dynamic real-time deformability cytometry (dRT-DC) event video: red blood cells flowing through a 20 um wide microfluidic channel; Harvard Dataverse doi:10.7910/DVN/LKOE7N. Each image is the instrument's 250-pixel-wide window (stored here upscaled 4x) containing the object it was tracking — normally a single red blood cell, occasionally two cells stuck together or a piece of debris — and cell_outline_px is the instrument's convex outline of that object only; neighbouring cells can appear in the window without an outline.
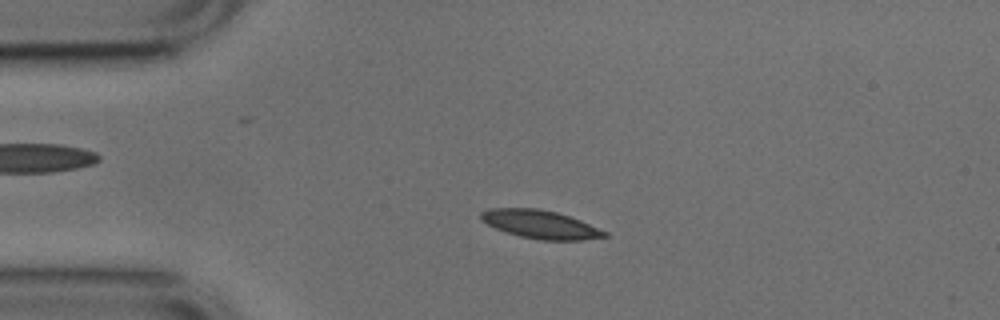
{"species": "common noctule bat (a hibernating species)", "species_latin": "Nyctalus noctula", "temperature_condition": "cold", "stored_images_in_passage": 52, "camera_frame_rate_fps": 3000, "um_per_image_px": 0.085, "animal": {"sex": "male", "body_mass_g": 17.9, "forearm_length_mm": 54.2}, "frame": {"image": 1, "passage_image": 11, "time_ms": 3.333, "image_size_px": [1000, 320], "cell_outline_px": [[608, 236], [580, 240], [540, 240], [520, 236], [496, 228], [480, 220], [480, 212], [488, 208], [540, 208], [556, 212], [580, 220], [608, 232]], "centroid_in_image_um": [45.91, 19.06], "position_along_channel_um": 39.1, "area_um2": 20.29}}
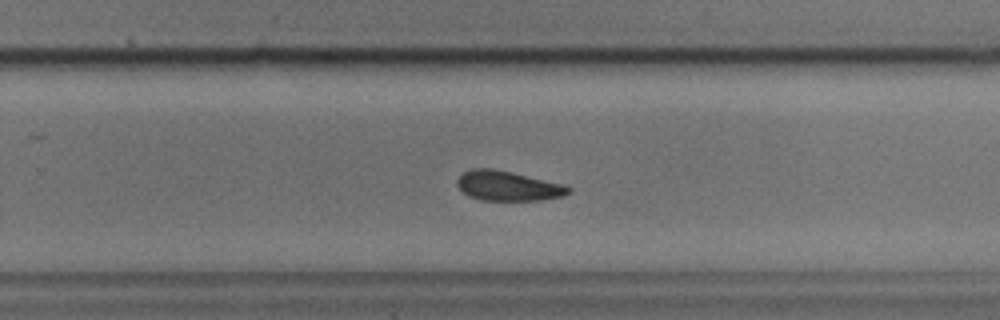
{"frame": {"image": 2, "passage_image": 33, "time_ms": 10.667, "image_size_px": [1000, 320], "cell_outline_px": [[572, 192], [564, 196], [540, 200], [480, 200], [468, 196], [456, 184], [456, 180], [464, 172], [472, 168], [492, 168], [512, 172], [568, 184], [572, 188]], "centroid_in_image_um": [43.24, 15.8], "position_along_channel_um": 286.6, "area_um2": 19.65}}
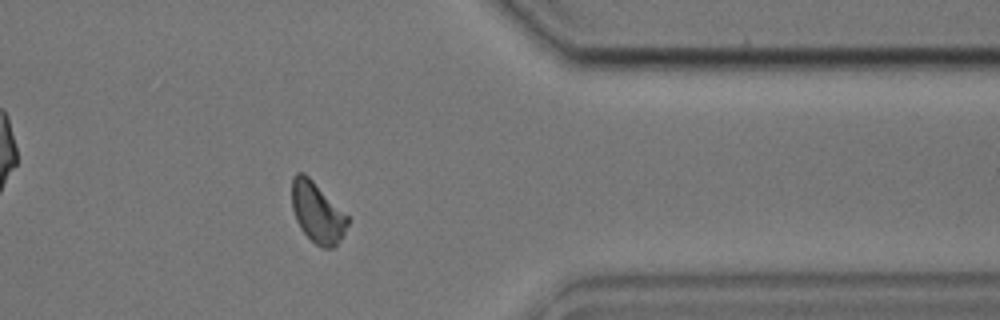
{"frame": {"image": 3, "passage_image": 42, "time_ms": 13.667, "image_size_px": [1000, 320], "cell_outline_px": [[348, 224], [344, 236], [332, 248], [320, 248], [300, 228], [296, 220], [292, 208], [292, 176], [296, 172], [304, 172], [348, 216]], "centroid_in_image_um": [26.96, 18.06], "position_along_channel_um": 384.4, "area_um2": 19.54}, "authors_computed_cell_mechanics": {"area_um2": 19.8543, "velocity_mm_per_s": 3.7396, "shape_relaxation_time_tau1_ms": 3.0709, "shape_relaxation_time_tau2_ms": 7.1817, "deformation_change_tau1": 0.1173, "deformation_change_tau2": 0.1564}}